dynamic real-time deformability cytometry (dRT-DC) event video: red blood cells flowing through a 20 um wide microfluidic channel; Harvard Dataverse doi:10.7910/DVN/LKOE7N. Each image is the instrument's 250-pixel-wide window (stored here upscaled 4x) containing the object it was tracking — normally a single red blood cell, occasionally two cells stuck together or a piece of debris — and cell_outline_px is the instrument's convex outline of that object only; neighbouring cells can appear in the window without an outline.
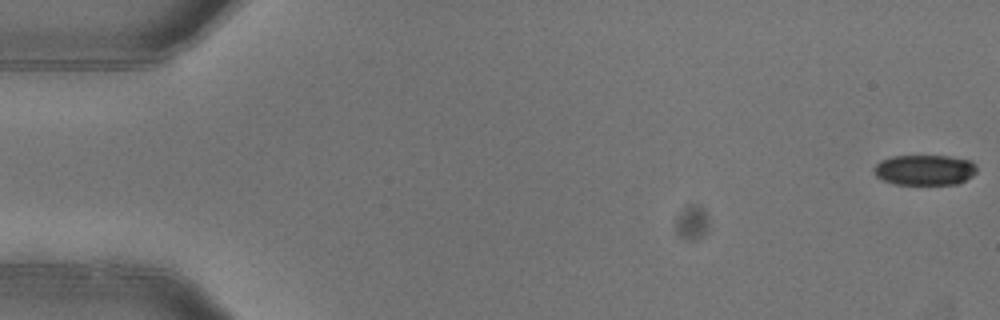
{"species": "common noctule bat (a hibernating species)", "species_latin": "Nyctalus noctula", "temperature_condition": "warm", "stored_images_in_passage": 5, "camera_frame_rate_fps": 3000, "um_per_image_px": 0.085, "animal": {"sex": "female"}, "frame": {"image": 1, "passage_image": 1, "time_ms": 0.0, "image_size_px": [1000, 320], "cell_outline_px": [[976, 172], [972, 176], [956, 184], [892, 184], [880, 180], [872, 172], [872, 168], [880, 160], [892, 156], [948, 156], [972, 160], [976, 164]], "centroid_in_image_um": [78.55, 14.44], "position_along_channel_um": 6.5, "area_um2": 18.5}}
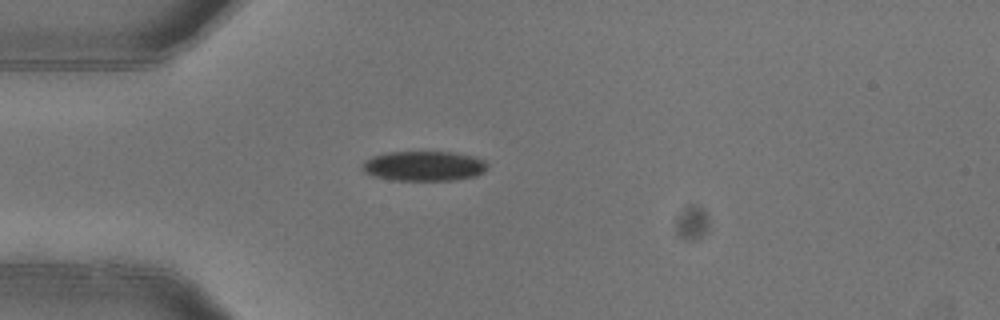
{"frame": {"image": 2, "passage_image": 4, "time_ms": 1.0, "image_size_px": [1000, 320], "cell_outline_px": [[488, 168], [484, 172], [476, 176], [452, 180], [396, 180], [372, 176], [364, 172], [360, 168], [364, 160], [372, 156], [388, 152], [452, 152], [476, 156], [484, 160], [488, 164]], "centroid_in_image_um": [36.04, 14.1], "position_along_channel_um": 49.0, "area_um2": 22.02}}